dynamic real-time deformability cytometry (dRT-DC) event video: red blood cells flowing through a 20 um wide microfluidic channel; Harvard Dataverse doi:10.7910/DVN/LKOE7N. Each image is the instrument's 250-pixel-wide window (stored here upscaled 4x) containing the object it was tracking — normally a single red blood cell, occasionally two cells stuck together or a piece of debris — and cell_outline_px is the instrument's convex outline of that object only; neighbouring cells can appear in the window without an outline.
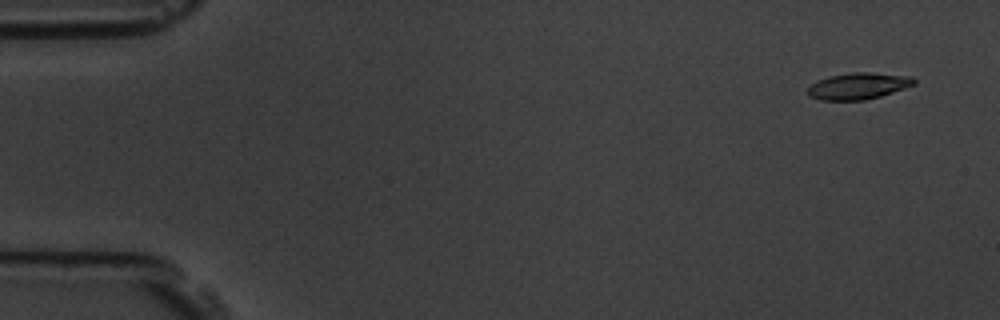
{"species": "common noctule bat (a hibernating species)", "species_latin": "Nyctalus noctula", "temperature_condition": "room temperature", "stored_images_in_passage": 4, "camera_frame_rate_fps": 3000, "um_per_image_px": 0.085, "animal": {"sex": "male", "body_mass_g": 19.5, "forearm_length_mm": 54.6}, "frame": {"image": 1, "passage_image": 1, "time_ms": 0.0, "image_size_px": [1000, 320], "cell_outline_px": [[916, 84], [880, 96], [864, 100], [820, 100], [808, 96], [808, 88], [816, 80], [828, 76], [852, 72], [868, 72], [912, 76], [916, 80]], "centroid_in_image_um": [72.94, 7.3], "position_along_channel_um": 12.1, "area_um2": 16.47}}
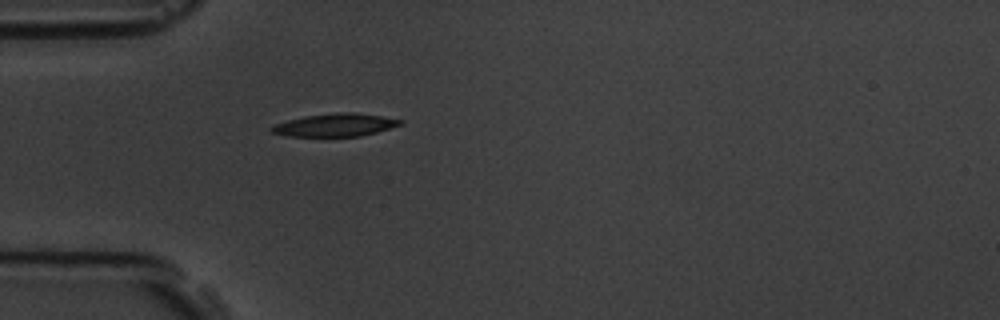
{"frame": {"image": 2, "passage_image": 4, "time_ms": 4.333, "image_size_px": [1000, 320], "cell_outline_px": [[404, 124], [376, 132], [360, 136], [288, 136], [272, 132], [268, 128], [276, 124], [288, 120], [304, 116], [336, 112], [352, 112], [380, 116], [404, 120]], "centroid_in_image_um": [28.51, 10.62], "position_along_channel_um": 56.5, "area_um2": 17.05}}